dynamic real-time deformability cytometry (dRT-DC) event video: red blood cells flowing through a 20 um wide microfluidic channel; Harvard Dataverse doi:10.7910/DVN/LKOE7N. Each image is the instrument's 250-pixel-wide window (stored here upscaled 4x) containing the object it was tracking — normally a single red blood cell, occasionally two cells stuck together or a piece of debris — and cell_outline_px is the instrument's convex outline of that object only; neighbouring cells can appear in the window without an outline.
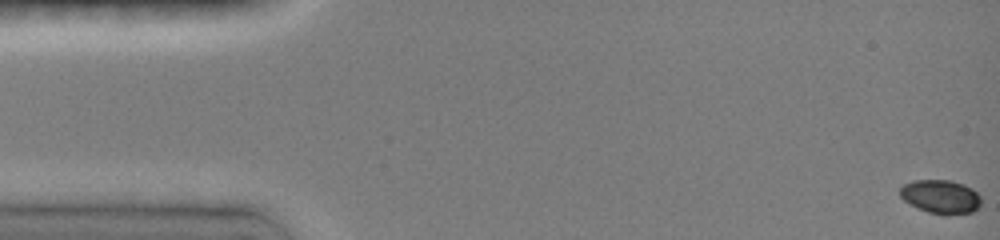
{"species": "common noctule bat (a hibernating species)", "species_latin": "Nyctalus noctula", "temperature_condition": "room temperature", "stored_images_in_passage": 14, "camera_frame_rate_fps": 3000, "um_per_image_px": 0.085, "animal": {"sex": "female", "body_mass_g": 19.0, "forearm_length_mm": 51.5}, "frame": {"image": 1, "passage_image": 1, "time_ms": 0.0, "image_size_px": [1000, 240], "cell_outline_px": [[980, 204], [972, 212], [944, 216], [928, 212], [916, 208], [904, 200], [900, 196], [900, 188], [904, 184], [912, 180], [952, 180], [964, 184], [972, 188], [980, 196]], "centroid_in_image_um": [79.95, 16.72], "position_along_channel_um": 5.1, "area_um2": 16.13}}
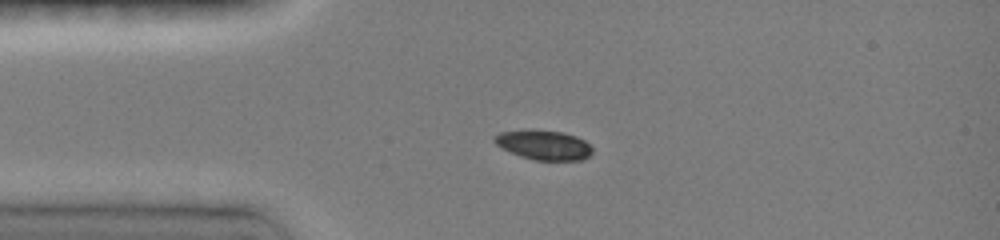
{"frame": {"image": 2, "passage_image": 9, "time_ms": 3.667, "image_size_px": [1000, 240], "cell_outline_px": [[592, 152], [588, 156], [580, 160], [536, 160], [520, 156], [500, 148], [492, 140], [492, 136], [500, 132], [564, 132], [576, 136], [584, 140], [592, 148]], "centroid_in_image_um": [46.21, 12.36], "position_along_channel_um": 38.8, "area_um2": 16.3}}
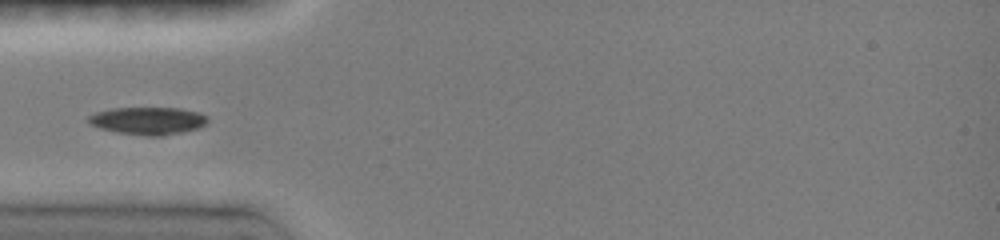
{"frame": {"image": 3, "passage_image": 12, "time_ms": 5.0, "image_size_px": [1000, 240], "cell_outline_px": [[208, 120], [204, 124], [196, 128], [180, 132], [160, 136], [148, 136], [116, 132], [100, 128], [88, 124], [88, 116], [96, 112], [112, 108], [180, 108], [200, 112], [208, 116]], "centroid_in_image_um": [12.55, 10.25], "position_along_channel_um": 72.4, "area_um2": 19.07}}